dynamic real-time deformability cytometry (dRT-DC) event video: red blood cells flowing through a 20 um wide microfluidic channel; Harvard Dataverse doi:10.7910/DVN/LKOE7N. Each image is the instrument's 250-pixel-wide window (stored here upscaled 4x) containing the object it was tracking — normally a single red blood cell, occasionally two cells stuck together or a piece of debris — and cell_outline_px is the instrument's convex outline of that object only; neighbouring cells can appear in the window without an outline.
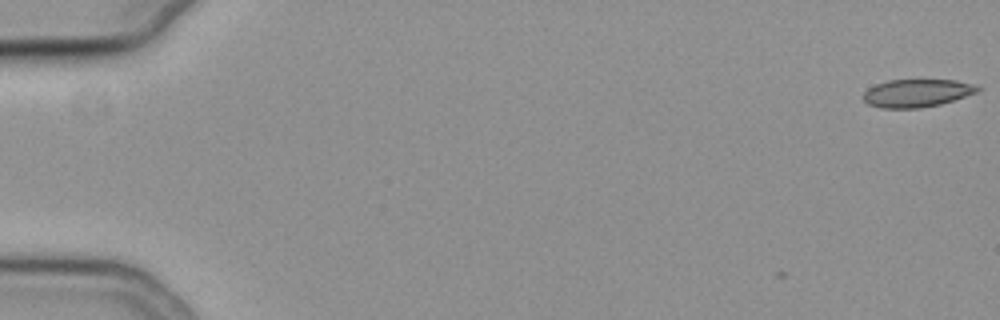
{"species": "common noctule bat (a hibernating species)", "species_latin": "Nyctalus noctula", "temperature_condition": "cold", "stored_images_in_passage": 4, "camera_frame_rate_fps": 3000, "um_per_image_px": 0.085, "animal": {"sex": "female", "body_mass_g": 19.3, "forearm_length_mm": 54.1}, "frame": {"image": 1, "passage_image": 1, "time_ms": 0.0, "image_size_px": [1000, 320], "cell_outline_px": [[984, 88], [976, 92], [940, 104], [920, 108], [880, 108], [868, 104], [864, 100], [864, 92], [868, 88], [876, 84], [888, 80], [956, 80], [972, 84]], "centroid_in_image_um": [77.92, 7.91], "position_along_channel_um": 7.1, "area_um2": 18.44}}